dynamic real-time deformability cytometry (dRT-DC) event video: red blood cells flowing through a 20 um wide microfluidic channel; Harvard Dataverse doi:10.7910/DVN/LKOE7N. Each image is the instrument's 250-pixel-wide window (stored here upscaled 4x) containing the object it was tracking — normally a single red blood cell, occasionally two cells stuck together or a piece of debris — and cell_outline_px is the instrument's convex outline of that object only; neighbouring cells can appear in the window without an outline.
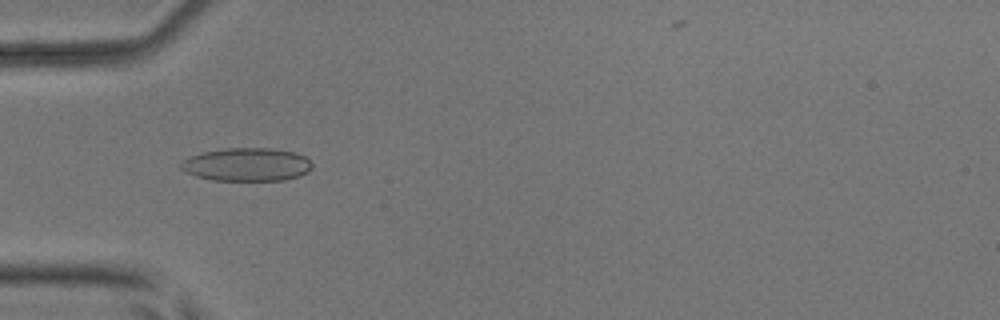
{"species": "common noctule bat (a hibernating species)", "species_latin": "Nyctalus noctula", "temperature_condition": "room temperature", "stored_images_in_passage": 24, "camera_frame_rate_fps": 3000, "um_per_image_px": 0.085, "animal": {"sex": "male", "body_mass_g": 17.9, "forearm_length_mm": 54.2}, "frame": {"image": 1, "passage_image": 16, "time_ms": 5.0, "image_size_px": [1000, 320], "cell_outline_px": [[312, 168], [308, 172], [300, 176], [284, 180], [212, 180], [196, 176], [184, 172], [180, 168], [180, 164], [184, 160], [192, 156], [204, 152], [224, 148], [268, 148], [296, 152], [304, 156], [312, 164]], "centroid_in_image_um": [20.99, 13.99], "position_along_channel_um": 64.0, "area_um2": 25.37}}
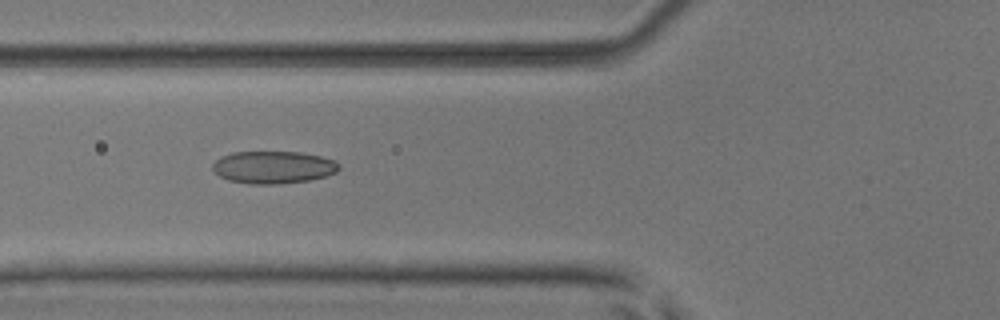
{"frame": {"image": 2, "passage_image": 19, "time_ms": 6.0, "image_size_px": [1000, 320], "cell_outline_px": [[340, 168], [336, 172], [324, 176], [308, 180], [276, 184], [252, 184], [228, 180], [220, 176], [212, 168], [212, 164], [216, 160], [232, 152], [300, 152], [320, 156], [332, 160], [340, 164]], "centroid_in_image_um": [23.23, 14.21], "position_along_channel_um": 102.6, "area_um2": 23.64}}
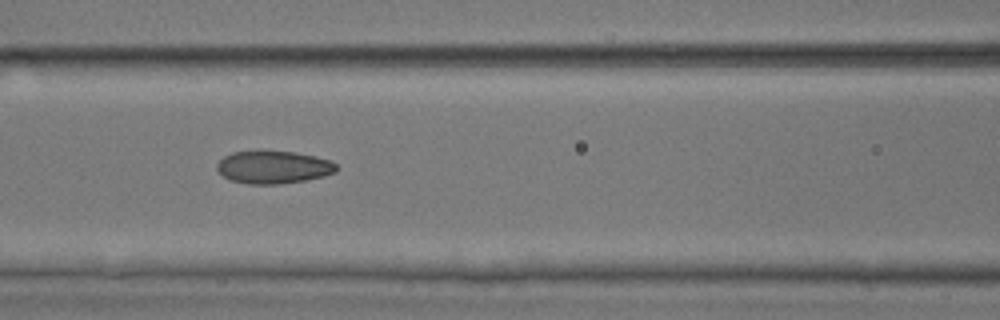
{"frame": {"image": 3, "passage_image": 22, "time_ms": 7.0, "image_size_px": [1000, 320], "cell_outline_px": [[336, 172], [324, 176], [304, 180], [276, 184], [248, 184], [232, 180], [224, 176], [216, 168], [216, 164], [224, 156], [232, 152], [296, 152], [316, 156], [332, 160], [336, 164]], "centroid_in_image_um": [23.26, 14.21], "position_along_channel_um": 143.3, "area_um2": 22.48}}